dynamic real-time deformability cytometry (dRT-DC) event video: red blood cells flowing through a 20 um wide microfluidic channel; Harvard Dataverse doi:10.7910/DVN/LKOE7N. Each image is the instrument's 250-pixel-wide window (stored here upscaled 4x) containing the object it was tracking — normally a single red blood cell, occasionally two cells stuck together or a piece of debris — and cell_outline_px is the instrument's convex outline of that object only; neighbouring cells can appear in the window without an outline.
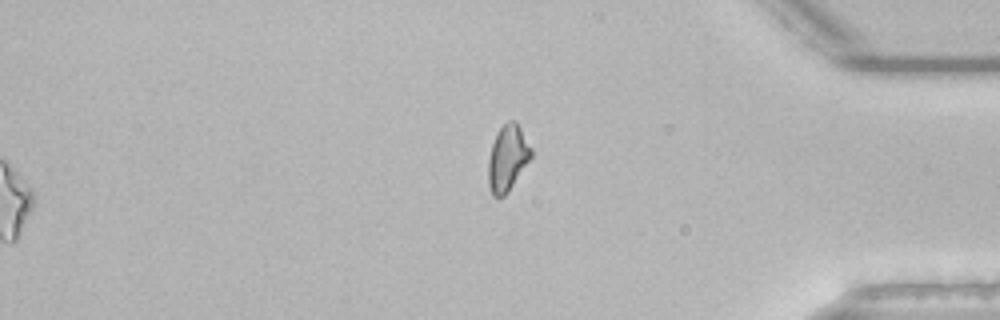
{"species": "common noctule bat (a hibernating species)", "species_latin": "Nyctalus noctula", "temperature_condition": "room temperature", "stored_images_in_passage": 54, "segment_of_instrument_passage": [2, 2], "camera_frame_rate_fps": 3000, "um_per_image_px": 0.085, "animal": {"sex": "male", "body_mass_g": 21.5, "forearm_length_mm": 52.0}, "frame": {"image": 1, "passage_image": 54, "time_ms": 17.667, "image_size_px": [1000, 320], "cell_outline_px": [[532, 156], [508, 192], [504, 196], [492, 196], [488, 184], [488, 160], [492, 144], [496, 132], [508, 120], [516, 120], [532, 148]], "centroid_in_image_um": [43.14, 13.42], "position_along_channel_um": 392.1, "area_um2": 16.53}}